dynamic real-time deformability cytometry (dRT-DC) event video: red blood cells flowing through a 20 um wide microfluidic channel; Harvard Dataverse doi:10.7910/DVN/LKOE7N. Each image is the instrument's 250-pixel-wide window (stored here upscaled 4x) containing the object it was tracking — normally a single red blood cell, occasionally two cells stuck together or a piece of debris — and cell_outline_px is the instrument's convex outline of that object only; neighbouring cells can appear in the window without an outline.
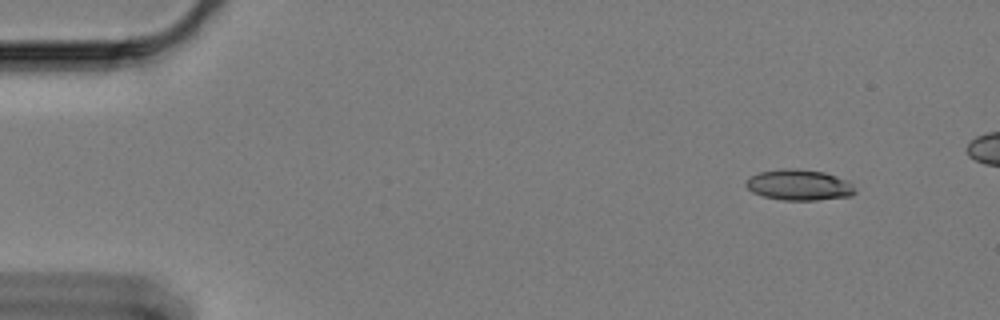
{"species": "Egyptian fruit bat (a non-hibernating species)", "species_latin": "Rousettus aegyptiacus", "temperature_condition": "cold", "stored_images_in_passage": 52, "camera_frame_rate_fps": 3000, "um_per_image_px": 0.085, "animal": {"sex": "female"}, "frame": {"image": 1, "passage_image": 1, "time_ms": 0.0, "image_size_px": [1000, 320], "cell_outline_px": [[856, 192], [852, 196], [816, 200], [784, 200], [764, 196], [752, 192], [744, 184], [752, 176], [760, 172], [784, 168], [792, 168], [824, 172], [848, 180], [856, 188]], "centroid_in_image_um": [67.97, 15.72], "position_along_channel_um": 17.0, "area_um2": 19.54}}
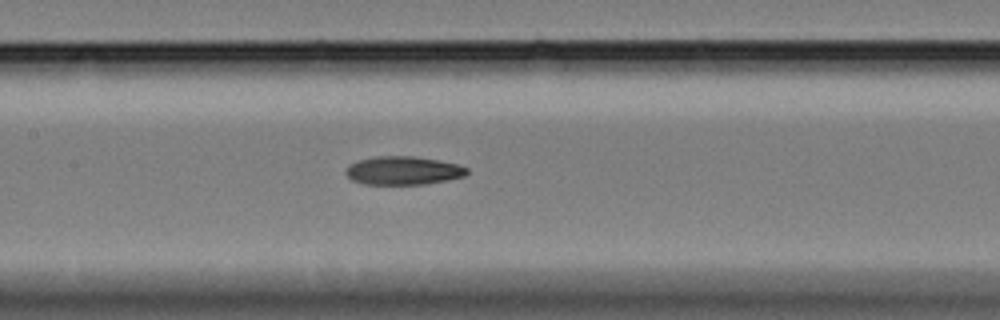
{"frame": {"image": 2, "passage_image": 24, "time_ms": 7.667, "image_size_px": [1000, 320], "cell_outline_px": [[468, 172], [464, 176], [448, 180], [428, 184], [364, 184], [352, 180], [344, 172], [352, 164], [360, 160], [376, 156], [412, 156], [436, 160], [456, 164], [468, 168]], "centroid_in_image_um": [34.29, 14.51], "position_along_channel_um": 173.1, "area_um2": 19.83}}
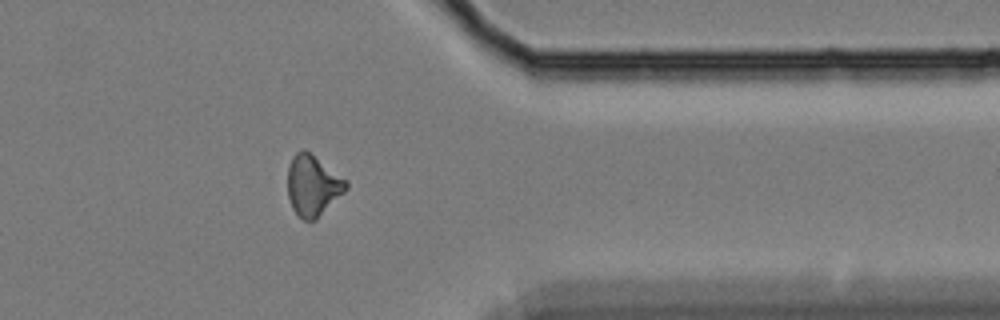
{"frame": {"image": 3, "passage_image": 44, "time_ms": 14.333, "image_size_px": [1000, 320], "cell_outline_px": [[348, 188], [316, 220], [304, 220], [292, 208], [288, 196], [288, 168], [292, 156], [296, 152], [308, 152], [348, 180]], "centroid_in_image_um": [26.6, 15.79], "position_along_channel_um": 384.8, "area_um2": 20.35}, "authors_computed_cell_mechanics": {"area_um2": 19.8832, "velocity_mm_per_s": 3.3343, "shape_relaxation_time_tau1_ms": 8.28, "shape_relaxation_time_tau2_ms": 11.0438, "deformation_change_tau1": 0.1757, "deformation_change_tau2": 0.2045}}